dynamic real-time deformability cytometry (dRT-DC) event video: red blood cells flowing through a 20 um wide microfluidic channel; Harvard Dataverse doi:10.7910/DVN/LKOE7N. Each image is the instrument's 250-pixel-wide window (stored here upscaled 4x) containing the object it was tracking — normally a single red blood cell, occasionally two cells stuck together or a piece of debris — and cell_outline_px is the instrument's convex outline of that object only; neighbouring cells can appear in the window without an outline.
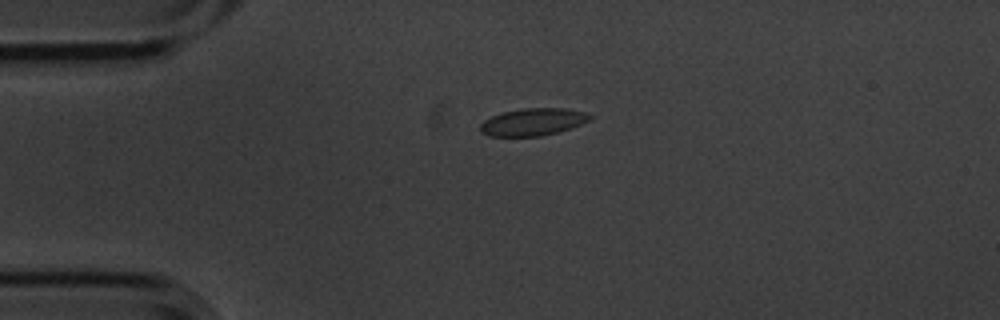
{"species": "common noctule bat (a hibernating species)", "species_latin": "Nyctalus noctula", "temperature_condition": "cold", "stored_images_in_passage": 5, "camera_frame_rate_fps": 3000, "um_per_image_px": 0.085, "animal": {"sex": "male", "body_mass_g": 20.1, "forearm_length_mm": 53.5}, "frame": {"image": 1, "passage_image": 5, "time_ms": 1.333, "image_size_px": [1000, 320], "cell_outline_px": [[592, 116], [588, 120], [572, 128], [540, 136], [488, 136], [480, 132], [480, 124], [484, 120], [492, 116], [504, 112], [524, 108], [564, 108], [588, 112]], "centroid_in_image_um": [45.29, 10.36], "position_along_channel_um": 39.7, "area_um2": 17.4}}